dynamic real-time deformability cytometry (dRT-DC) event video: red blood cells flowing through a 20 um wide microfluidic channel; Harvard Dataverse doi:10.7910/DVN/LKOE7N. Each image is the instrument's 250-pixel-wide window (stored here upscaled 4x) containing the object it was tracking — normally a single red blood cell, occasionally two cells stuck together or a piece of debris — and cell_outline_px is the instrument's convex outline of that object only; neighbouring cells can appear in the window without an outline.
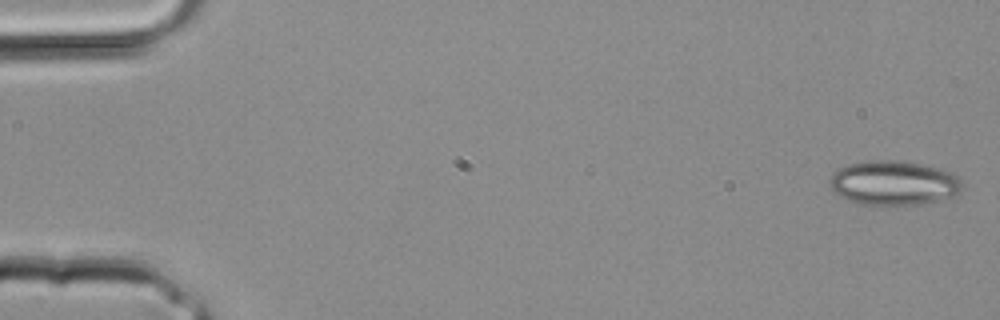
{"species": "common noctule bat (a hibernating species)", "species_latin": "Nyctalus noctula", "temperature_condition": "room temperature", "stored_images_in_passage": 33, "camera_frame_rate_fps": 3000, "um_per_image_px": 0.085, "animal": {"sex": "male", "body_mass_g": 20.4}, "frame": {"image": 1, "passage_image": 1, "time_ms": 0.0, "image_size_px": [1000, 320], "cell_outline_px": [[964, 184], [960, 192], [952, 196], [920, 204], [856, 204], [832, 192], [828, 184], [828, 180], [832, 172], [848, 164], [872, 160], [896, 160], [924, 164], [940, 168], [952, 172]], "centroid_in_image_um": [75.92, 15.54], "position_along_channel_um": 9.1, "area_um2": 34.51}}
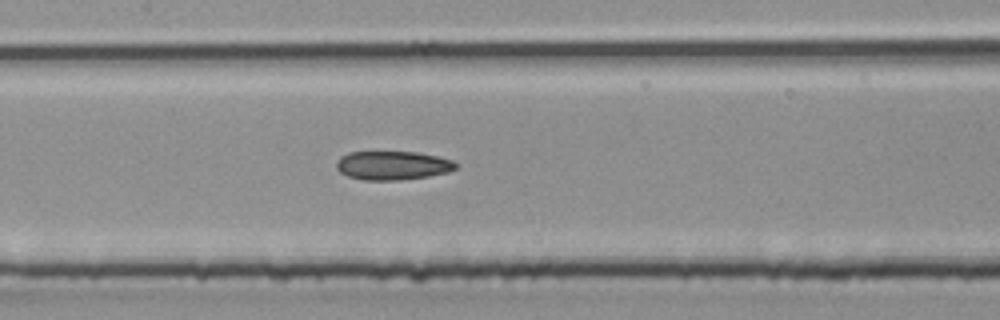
{"frame": {"image": 2, "passage_image": 16, "time_ms": 5.0, "image_size_px": [1000, 320], "cell_outline_px": [[460, 164], [456, 168], [448, 172], [428, 176], [400, 180], [364, 180], [348, 176], [340, 172], [336, 168], [336, 160], [340, 156], [348, 152], [416, 152], [436, 156], [452, 160]], "centroid_in_image_um": [33.36, 14.06], "position_along_channel_um": 174.0, "area_um2": 20.11}}
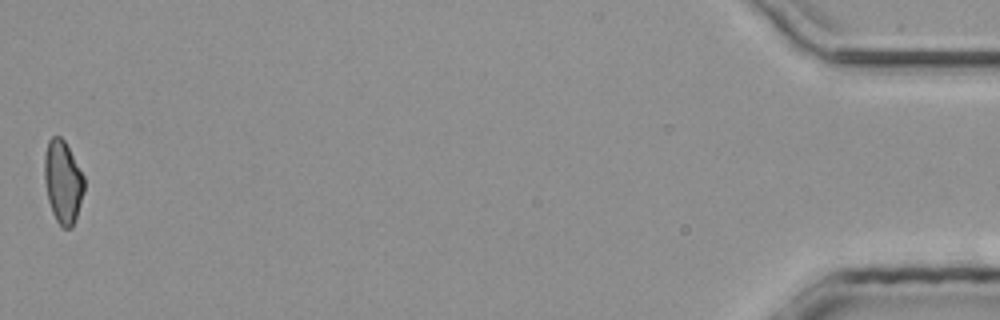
{"frame": {"image": 3, "passage_image": 33, "time_ms": 10.667, "image_size_px": [1000, 320], "cell_outline_px": [[84, 192], [72, 228], [64, 228], [56, 220], [52, 212], [48, 200], [44, 180], [44, 156], [48, 140], [52, 136], [60, 136], [64, 140], [84, 176]], "centroid_in_image_um": [5.33, 15.44], "position_along_channel_um": 429.9, "area_um2": 19.07}}